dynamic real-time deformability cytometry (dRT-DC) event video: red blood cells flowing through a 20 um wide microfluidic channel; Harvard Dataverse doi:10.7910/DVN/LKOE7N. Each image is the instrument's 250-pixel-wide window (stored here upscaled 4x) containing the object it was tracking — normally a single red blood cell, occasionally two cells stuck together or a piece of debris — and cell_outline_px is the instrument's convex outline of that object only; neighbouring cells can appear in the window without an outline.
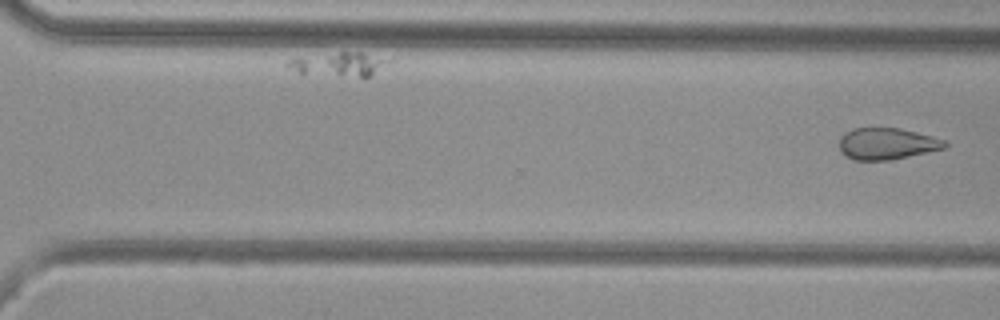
{"species": "common noctule bat (a hibernating species)", "species_latin": "Nyctalus noctula", "temperature_condition": "cold", "stored_images_in_passage": 39, "camera_frame_rate_fps": 3000, "um_per_image_px": 0.085, "animal": {"sex": "female", "body_mass_g": 29.2, "forearm_length_mm": 56.3}, "frame": {"image": 1, "passage_image": 39, "time_ms": 12.667, "image_size_px": [1000, 320], "cell_outline_px": [[948, 144], [944, 148], [928, 152], [892, 160], [852, 160], [844, 156], [840, 152], [840, 136], [844, 132], [852, 128], [900, 128], [932, 136], [944, 140]], "centroid_in_image_um": [75.34, 12.22], "position_along_channel_um": 295.3, "area_um2": 19.59}}